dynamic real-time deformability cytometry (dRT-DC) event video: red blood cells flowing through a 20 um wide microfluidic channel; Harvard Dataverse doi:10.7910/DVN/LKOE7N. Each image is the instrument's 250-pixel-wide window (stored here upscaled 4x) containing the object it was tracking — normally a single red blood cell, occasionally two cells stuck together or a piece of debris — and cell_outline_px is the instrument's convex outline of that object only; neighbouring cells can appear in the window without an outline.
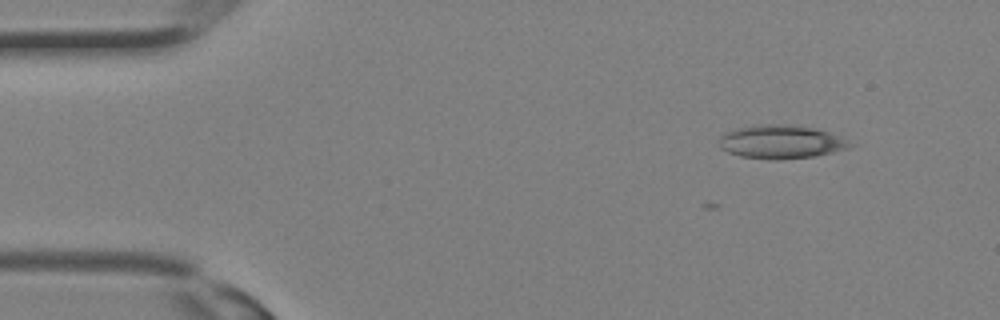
{"species": "Egyptian fruit bat (a non-hibernating species)", "species_latin": "Rousettus aegyptiacus", "temperature_condition": "room temperature", "stored_images_in_passage": 4, "camera_frame_rate_fps": 3000, "um_per_image_px": 0.085, "animal": {"sex": "female"}, "frame": {"image": 1, "passage_image": 1, "time_ms": 0.0, "image_size_px": [1000, 320], "cell_outline_px": [[856, 144], [848, 148], [816, 156], [776, 160], [768, 160], [740, 156], [728, 152], [720, 148], [720, 136], [724, 132], [740, 128], [760, 124], [788, 124], [816, 128], [828, 132], [848, 140]], "centroid_in_image_um": [66.4, 12.06], "position_along_channel_um": 18.6, "area_um2": 25.66}}